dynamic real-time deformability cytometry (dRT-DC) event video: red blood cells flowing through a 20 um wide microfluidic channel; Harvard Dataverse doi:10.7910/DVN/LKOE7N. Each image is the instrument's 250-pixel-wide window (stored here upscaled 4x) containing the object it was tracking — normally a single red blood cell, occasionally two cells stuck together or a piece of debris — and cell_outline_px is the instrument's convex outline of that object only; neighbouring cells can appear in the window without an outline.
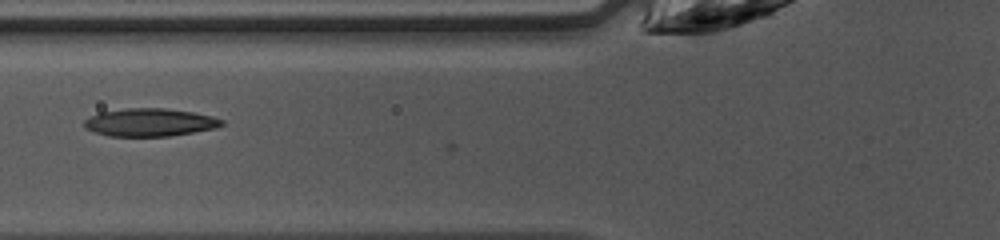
{"species": "common noctule bat (a hibernating species)", "species_latin": "Nyctalus noctula", "temperature_condition": "warm", "stored_images_in_passage": 5, "camera_frame_rate_fps": 3000, "um_per_image_px": 0.085, "animal": {"sex": "female", "body_mass_g": 10.0, "forearm_length_mm": 53.1}, "frame": {"image": 1, "passage_image": 3, "time_ms": 0.667, "image_size_px": [1000, 240], "cell_outline_px": [[224, 124], [216, 128], [168, 136], [108, 136], [92, 132], [84, 128], [84, 120], [88, 116], [100, 112], [128, 108], [164, 108], [192, 112], [212, 116], [224, 120]], "centroid_in_image_um": [12.69, 10.4], "position_along_channel_um": 113.1, "area_um2": 22.43}}